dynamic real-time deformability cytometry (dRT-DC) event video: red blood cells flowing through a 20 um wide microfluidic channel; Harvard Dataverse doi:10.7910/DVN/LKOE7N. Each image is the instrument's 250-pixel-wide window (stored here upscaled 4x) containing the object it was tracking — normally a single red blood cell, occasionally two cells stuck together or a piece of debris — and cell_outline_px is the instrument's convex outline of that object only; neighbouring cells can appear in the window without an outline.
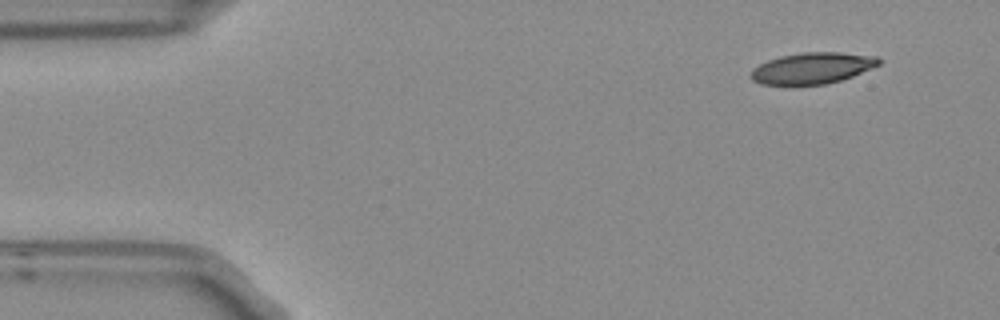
{"species": "Egyptian fruit bat (a non-hibernating species)", "species_latin": "Rousettus aegyptiacus", "temperature_condition": "room temperature", "stored_images_in_passage": 5, "camera_frame_rate_fps": 3000, "um_per_image_px": 0.085, "frame": {"image": 1, "passage_image": 1, "time_ms": 0.0, "image_size_px": [1000, 320], "cell_outline_px": [[880, 64], [852, 76], [840, 80], [824, 84], [760, 84], [752, 80], [752, 68], [768, 60], [780, 56], [800, 52], [840, 52], [880, 56]], "centroid_in_image_um": [69.07, 5.77], "position_along_channel_um": 15.9, "area_um2": 23.12}}